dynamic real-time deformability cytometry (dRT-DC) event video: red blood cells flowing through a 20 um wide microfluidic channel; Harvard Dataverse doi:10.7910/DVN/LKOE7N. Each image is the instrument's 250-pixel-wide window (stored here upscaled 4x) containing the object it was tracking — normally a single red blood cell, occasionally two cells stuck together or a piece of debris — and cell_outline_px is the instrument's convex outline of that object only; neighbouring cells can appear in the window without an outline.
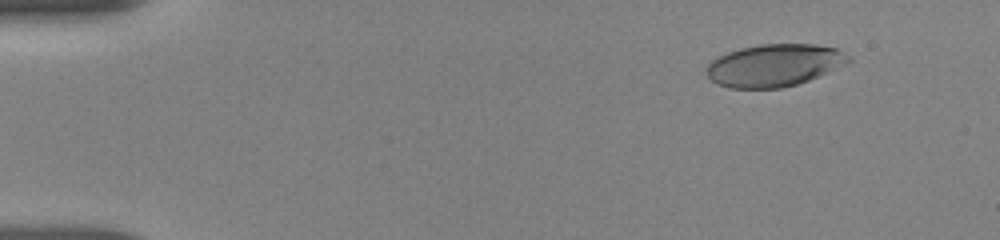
{"species": "human", "species_latin": "Homo sapiens", "temperature_condition": "room temperature", "stored_images_in_passage": 12, "camera_frame_rate_fps": 3000, "um_per_image_px": 0.085, "donor": {"sex": "female"}, "frame": {"image": 1, "passage_image": 2, "time_ms": 1.0, "image_size_px": [1000, 240], "cell_outline_px": [[852, 60], [848, 64], [808, 80], [796, 84], [780, 88], [728, 88], [716, 84], [708, 76], [708, 64], [712, 60], [728, 52], [740, 48], [760, 44], [816, 44], [836, 48], [852, 56]], "centroid_in_image_um": [65.86, 5.54], "position_along_channel_um": 19.1, "area_um2": 35.08}}
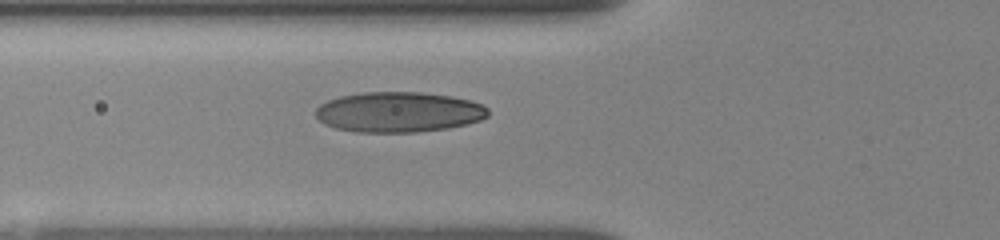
{"frame": {"image": 2, "passage_image": 8, "time_ms": 5.667, "image_size_px": [1000, 240], "cell_outline_px": [[488, 116], [480, 120], [468, 124], [448, 128], [416, 132], [356, 132], [336, 128], [324, 124], [316, 116], [316, 108], [320, 104], [328, 100], [340, 96], [364, 92], [424, 92], [452, 96], [472, 100], [484, 104], [488, 108]], "centroid_in_image_um": [33.92, 9.52], "position_along_channel_um": 91.9, "area_um2": 40.81}}
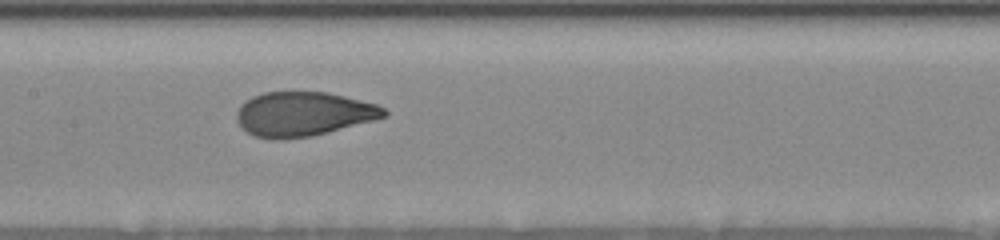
{"frame": {"image": 3, "passage_image": 11, "time_ms": 8.0, "image_size_px": [1000, 240], "cell_outline_px": [[388, 116], [328, 132], [312, 136], [280, 140], [272, 140], [256, 136], [240, 128], [236, 120], [236, 112], [240, 104], [252, 96], [264, 92], [328, 92], [376, 104], [384, 108], [388, 112]], "centroid_in_image_um": [25.74, 9.7], "position_along_channel_um": 181.7, "area_um2": 38.26}}